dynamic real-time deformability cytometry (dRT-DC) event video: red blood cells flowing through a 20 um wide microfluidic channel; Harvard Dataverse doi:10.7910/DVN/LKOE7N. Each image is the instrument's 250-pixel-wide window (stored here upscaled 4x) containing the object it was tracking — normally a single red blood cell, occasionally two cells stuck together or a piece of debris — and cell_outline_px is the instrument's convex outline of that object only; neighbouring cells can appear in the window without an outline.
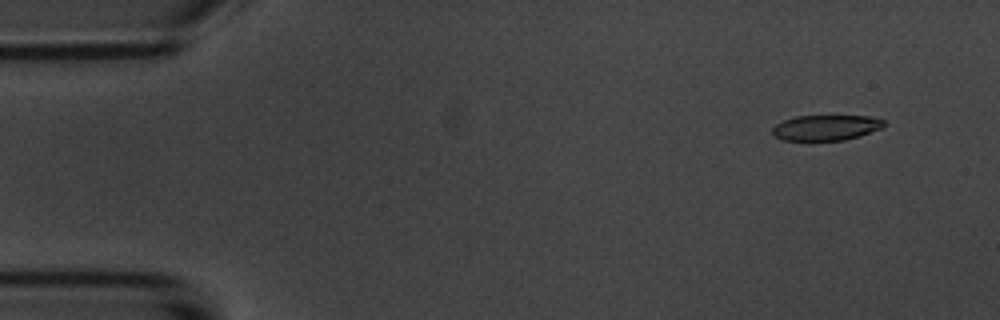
{"species": "common noctule bat (a hibernating species)", "species_latin": "Nyctalus noctula", "temperature_condition": "room temperature", "stored_images_in_passage": 4, "camera_frame_rate_fps": 3000, "um_per_image_px": 0.085, "animal": {"sex": "male", "body_mass_g": 20.1, "forearm_length_mm": 53.5}, "frame": {"image": 1, "passage_image": 1, "time_ms": 0.0, "image_size_px": [1000, 320], "cell_outline_px": [[884, 124], [880, 128], [860, 136], [844, 140], [784, 140], [776, 136], [772, 132], [772, 128], [776, 124], [784, 120], [796, 116], [868, 116], [884, 120]], "centroid_in_image_um": [70.19, 10.85], "position_along_channel_um": 14.8, "area_um2": 16.3}}
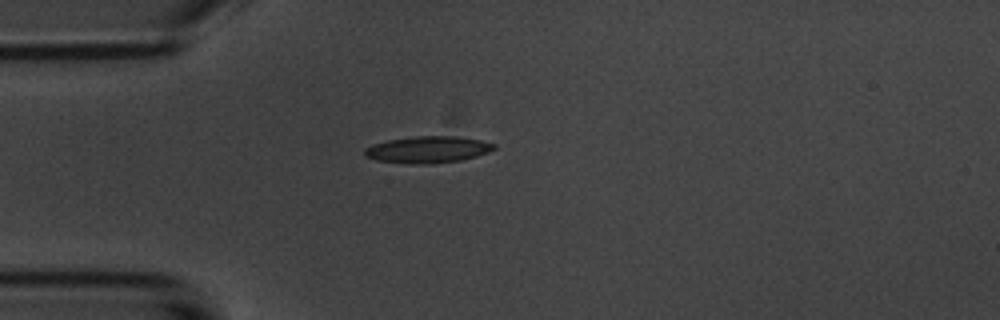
{"frame": {"image": 2, "passage_image": 4, "time_ms": 3.333, "image_size_px": [1000, 320], "cell_outline_px": [[496, 148], [488, 152], [476, 156], [460, 160], [432, 164], [412, 164], [376, 160], [364, 156], [364, 148], [372, 144], [388, 140], [416, 136], [452, 136], [480, 140], [496, 144]], "centroid_in_image_um": [36.34, 12.72], "position_along_channel_um": 48.7, "area_um2": 20.11}}